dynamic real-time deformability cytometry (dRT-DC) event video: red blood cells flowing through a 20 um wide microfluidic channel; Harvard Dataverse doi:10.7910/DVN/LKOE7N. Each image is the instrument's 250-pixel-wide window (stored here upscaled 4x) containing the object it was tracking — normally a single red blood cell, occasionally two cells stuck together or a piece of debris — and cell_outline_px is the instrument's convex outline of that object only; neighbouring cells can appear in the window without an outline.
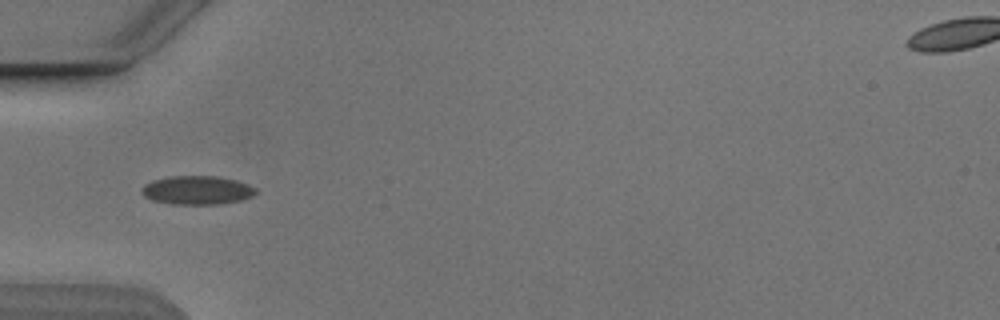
{"species": "Egyptian fruit bat (a non-hibernating species)", "species_latin": "Rousettus aegyptiacus", "temperature_condition": "cold", "stored_images_in_passage": 7, "camera_frame_rate_fps": 3000, "um_per_image_px": 0.085, "animal": {"sex": "male"}, "frame": {"image": 1, "passage_image": 5, "time_ms": 4.667, "image_size_px": [1000, 320], "cell_outline_px": [[256, 192], [252, 196], [240, 200], [220, 204], [172, 204], [152, 200], [144, 196], [140, 192], [140, 188], [144, 184], [152, 180], [172, 176], [216, 176], [236, 180], [248, 184], [256, 188]], "centroid_in_image_um": [16.72, 16.16], "position_along_channel_um": 68.3, "area_um2": 19.13}}
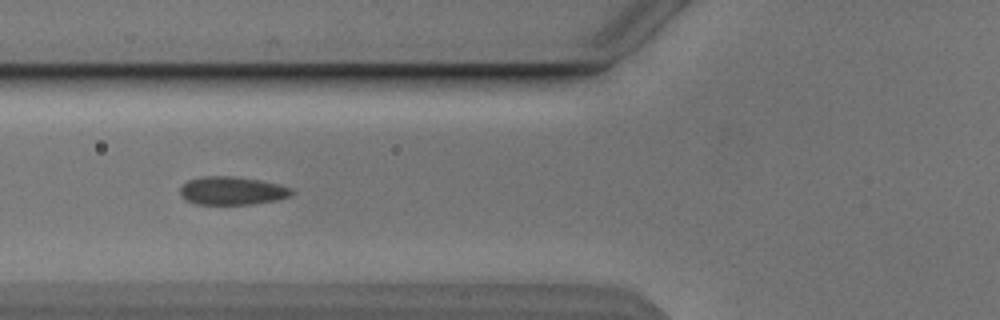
{"frame": {"image": 2, "passage_image": 6, "time_ms": 5.667, "image_size_px": [1000, 320], "cell_outline_px": [[296, 192], [292, 196], [276, 200], [252, 204], [196, 204], [184, 200], [180, 196], [180, 188], [188, 180], [204, 176], [232, 176], [260, 180], [280, 184], [292, 188]], "centroid_in_image_um": [19.76, 16.21], "position_along_channel_um": 106.0, "area_um2": 18.55}}
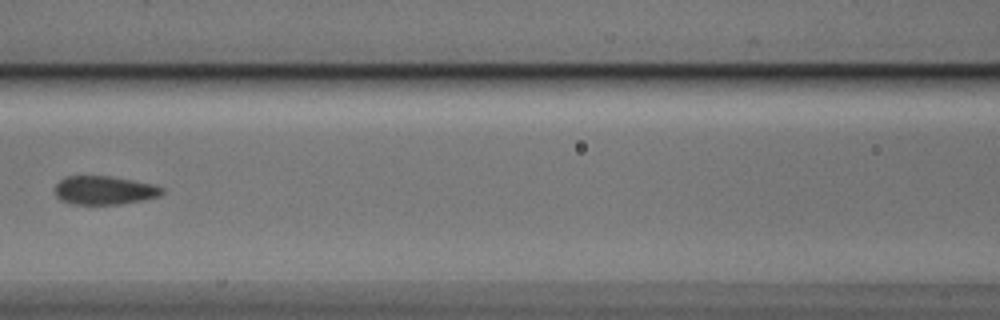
{"frame": {"image": 3, "passage_image": 7, "time_ms": 7.0, "image_size_px": [1000, 320], "cell_outline_px": [[164, 192], [160, 196], [144, 200], [120, 204], [72, 204], [60, 200], [56, 196], [56, 184], [64, 176], [108, 176], [132, 180], [152, 184], [164, 188]], "centroid_in_image_um": [8.87, 16.18], "position_along_channel_um": 157.7, "area_um2": 17.86}}